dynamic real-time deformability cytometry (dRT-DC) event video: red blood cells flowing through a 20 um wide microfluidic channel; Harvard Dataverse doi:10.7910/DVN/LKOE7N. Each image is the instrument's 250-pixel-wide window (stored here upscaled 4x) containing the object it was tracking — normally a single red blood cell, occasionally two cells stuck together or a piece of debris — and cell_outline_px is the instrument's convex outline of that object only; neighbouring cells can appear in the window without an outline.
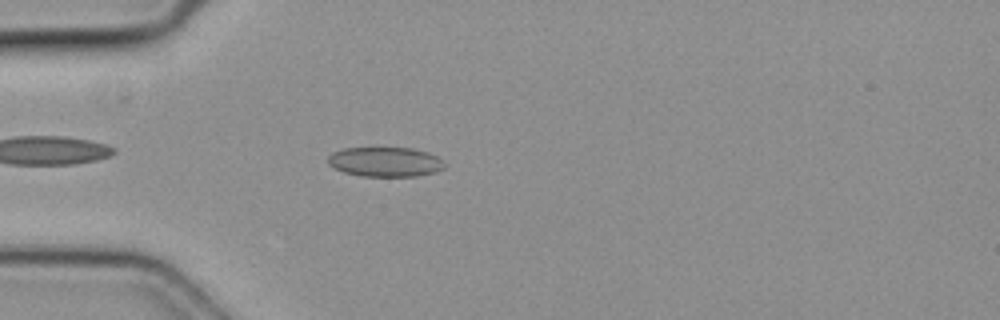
{"species": "common noctule bat (a hibernating species)", "species_latin": "Nyctalus noctula", "temperature_condition": "cold", "stored_images_in_passage": 41, "camera_frame_rate_fps": 3000, "um_per_image_px": 0.085, "animal": {"sex": "female", "body_mass_g": 19.3, "forearm_length_mm": 54.1}, "frame": {"image": 1, "passage_image": 4, "time_ms": 1.0, "image_size_px": [1000, 320], "cell_outline_px": [[448, 164], [444, 168], [436, 172], [416, 176], [360, 176], [344, 172], [328, 164], [328, 156], [332, 152], [344, 148], [412, 148], [428, 152], [444, 160]], "centroid_in_image_um": [32.78, 13.76], "position_along_channel_um": 52.2, "area_um2": 20.29}}
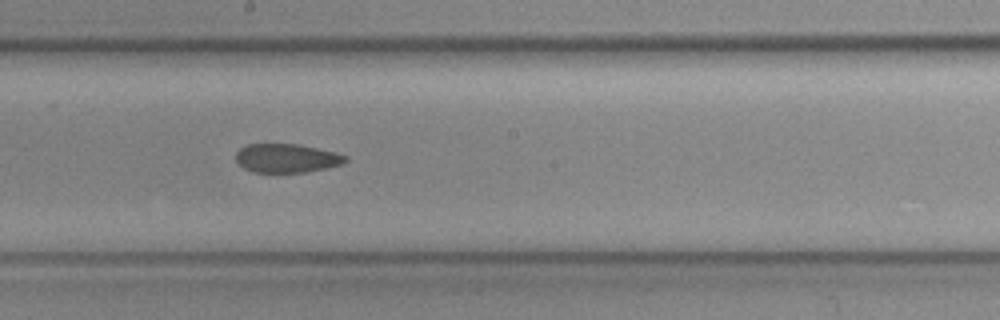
{"frame": {"image": 2, "passage_image": 18, "time_ms": 5.667, "image_size_px": [1000, 320], "cell_outline_px": [[348, 160], [344, 164], [328, 168], [308, 172], [252, 172], [244, 168], [236, 160], [236, 152], [240, 148], [248, 144], [296, 144], [316, 148], [348, 156]], "centroid_in_image_um": [24.38, 13.45], "position_along_channel_um": 223.8, "area_um2": 18.38}}
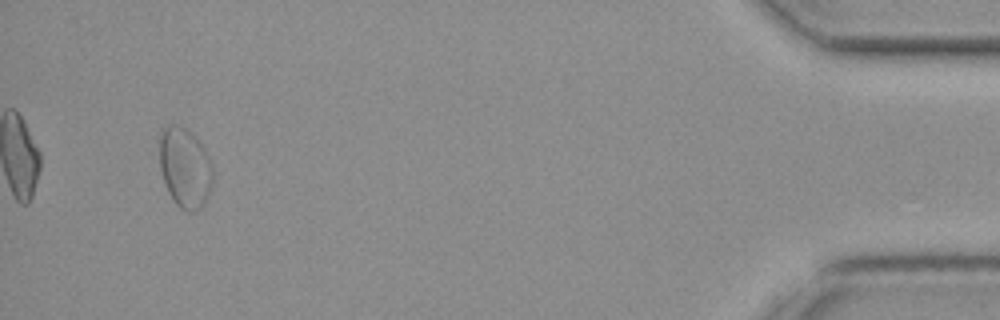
{"frame": {"image": 3, "passage_image": 39, "time_ms": 12.667, "image_size_px": [1000, 320], "cell_outline_px": [[212, 184], [200, 208], [192, 212], [184, 212], [172, 200], [168, 192], [160, 168], [160, 132], [168, 124], [176, 124], [184, 128], [204, 148], [208, 156], [212, 168]], "centroid_in_image_um": [15.69, 14.27], "position_along_channel_um": 419.5, "area_um2": 24.45}}